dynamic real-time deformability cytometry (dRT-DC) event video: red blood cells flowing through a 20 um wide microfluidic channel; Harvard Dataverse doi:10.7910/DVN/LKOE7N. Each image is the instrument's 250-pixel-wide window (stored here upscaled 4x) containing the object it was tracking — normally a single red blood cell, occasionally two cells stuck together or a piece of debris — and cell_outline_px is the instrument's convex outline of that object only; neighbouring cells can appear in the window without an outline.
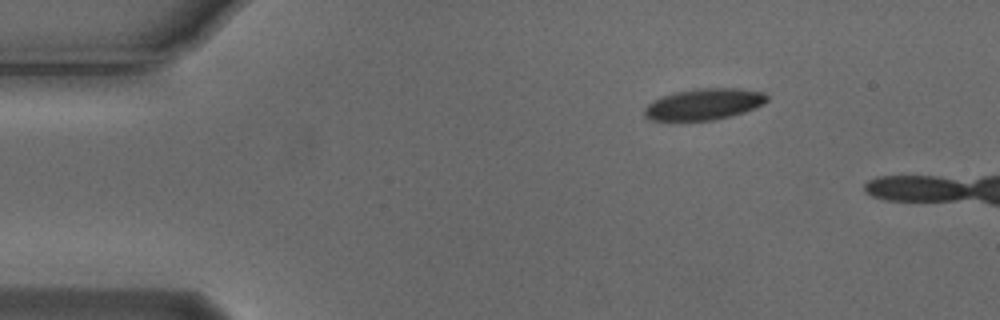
{"species": "Egyptian fruit bat (a non-hibernating species)", "species_latin": "Rousettus aegyptiacus", "temperature_condition": "cold", "stored_images_in_passage": 4, "camera_frame_rate_fps": 3000, "um_per_image_px": 0.085, "animal": {"sex": "male"}, "frame": {"image": 1, "passage_image": 1, "time_ms": 0.0, "image_size_px": [1000, 320], "cell_outline_px": [[768, 100], [764, 104], [744, 112], [712, 120], [648, 120], [644, 116], [644, 108], [652, 100], [676, 92], [696, 88], [740, 88], [764, 92], [768, 96]], "centroid_in_image_um": [59.84, 8.84], "position_along_channel_um": 25.2, "area_um2": 22.31}}